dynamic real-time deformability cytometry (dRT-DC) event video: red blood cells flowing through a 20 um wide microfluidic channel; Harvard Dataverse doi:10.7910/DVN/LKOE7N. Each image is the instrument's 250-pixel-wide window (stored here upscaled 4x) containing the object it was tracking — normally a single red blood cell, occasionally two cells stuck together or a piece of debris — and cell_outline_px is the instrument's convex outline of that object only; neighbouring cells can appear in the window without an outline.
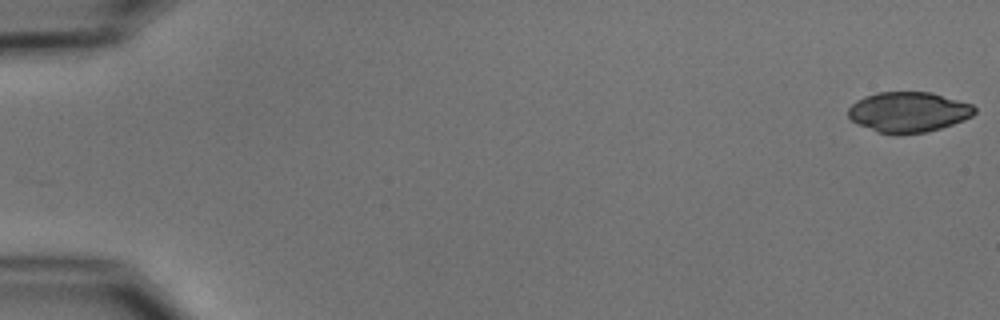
{"species": "common noctule bat (a hibernating species)", "species_latin": "Nyctalus noctula", "temperature_condition": "cold", "stored_images_in_passage": 54, "camera_frame_rate_fps": 3000, "um_per_image_px": 0.085, "animal": {"sex": "male", "body_mass_g": 15.6}, "frame": {"image": 1, "passage_image": 1, "time_ms": 0.0, "image_size_px": [1000, 320], "cell_outline_px": [[976, 112], [972, 116], [964, 120], [940, 128], [924, 132], [900, 136], [896, 136], [876, 132], [852, 120], [848, 116], [848, 108], [856, 100], [864, 96], [876, 92], [932, 92], [972, 104], [976, 108]], "centroid_in_image_um": [77.21, 9.53], "position_along_channel_um": 7.8, "area_um2": 30.0}}